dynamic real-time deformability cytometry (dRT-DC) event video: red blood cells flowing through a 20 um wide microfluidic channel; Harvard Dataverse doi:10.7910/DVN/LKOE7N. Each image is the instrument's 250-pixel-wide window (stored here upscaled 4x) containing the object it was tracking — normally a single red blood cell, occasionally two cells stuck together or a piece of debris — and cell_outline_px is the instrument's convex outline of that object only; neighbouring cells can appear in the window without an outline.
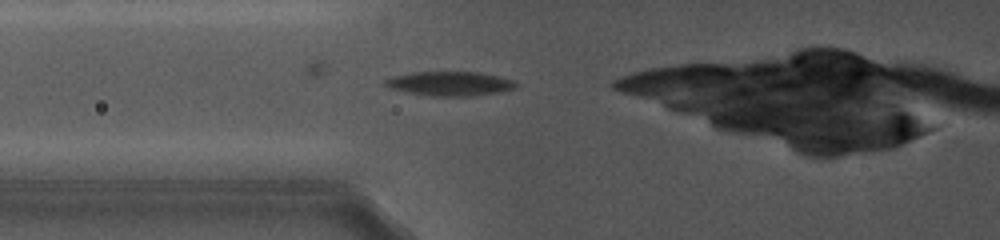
{"species": "common noctule bat (a hibernating species)", "species_latin": "Nyctalus noctula", "temperature_condition": "cold", "stored_images_in_passage": 30, "camera_frame_rate_fps": 5000, "um_per_image_px": 0.085, "animal": {"sex": "female", "body_mass_g": 19.0, "forearm_length_mm": 56.7}, "frame": {"image": 1, "passage_image": 2, "time_ms": 0.4, "image_size_px": [1000, 240], "cell_outline_px": [[516, 88], [500, 92], [472, 96], [436, 96], [408, 92], [392, 88], [384, 84], [384, 80], [392, 76], [412, 72], [480, 72], [500, 76], [512, 80], [516, 84]], "centroid_in_image_um": [38.26, 7.1], "position_along_channel_um": 87.5, "area_um2": 18.38}}
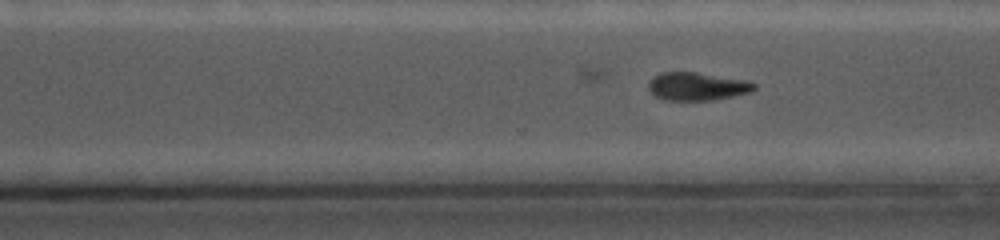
{"frame": {"image": 2, "passage_image": 21, "time_ms": 6.2, "image_size_px": [1000, 240], "cell_outline_px": [[756, 88], [752, 92], [712, 100], [664, 100], [656, 96], [648, 88], [648, 84], [652, 76], [660, 72], [696, 72], [744, 80], [756, 84]], "centroid_in_image_um": [59.23, 7.34], "position_along_channel_um": 311.4, "area_um2": 17.22}}
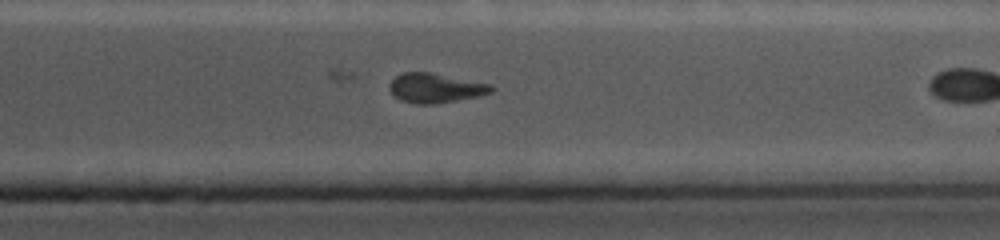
{"frame": {"image": 3, "passage_image": 26, "time_ms": 7.8, "image_size_px": [1000, 240], "cell_outline_px": [[496, 88], [492, 92], [480, 96], [436, 104], [416, 104], [400, 100], [388, 88], [388, 84], [400, 72], [428, 72], [492, 84]], "centroid_in_image_um": [37.03, 7.48], "position_along_channel_um": 374.4, "area_um2": 17.63}}